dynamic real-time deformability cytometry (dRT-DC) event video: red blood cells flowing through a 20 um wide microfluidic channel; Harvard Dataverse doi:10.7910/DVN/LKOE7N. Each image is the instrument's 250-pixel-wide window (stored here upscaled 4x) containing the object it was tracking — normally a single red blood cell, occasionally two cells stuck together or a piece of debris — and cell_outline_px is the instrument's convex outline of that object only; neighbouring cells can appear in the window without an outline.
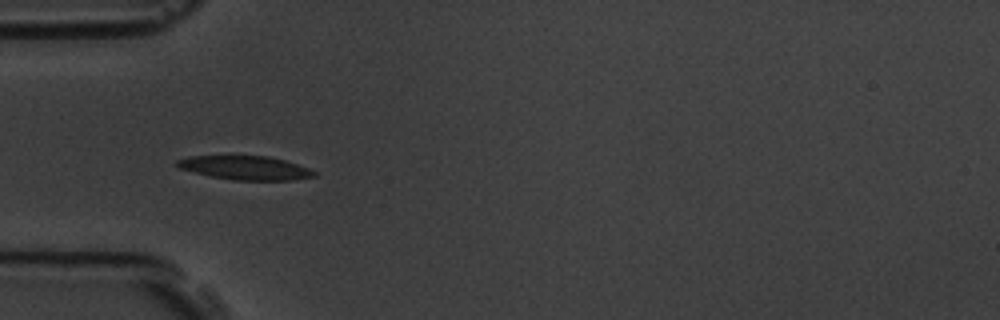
{"species": "common noctule bat (a hibernating species)", "species_latin": "Nyctalus noctula", "temperature_condition": "room temperature", "stored_images_in_passage": 13, "camera_frame_rate_fps": 3000, "um_per_image_px": 0.085, "animal": {"sex": "male", "body_mass_g": 19.5, "forearm_length_mm": 54.6}, "frame": {"image": 1, "passage_image": 3, "time_ms": 0.667, "image_size_px": [1000, 320], "cell_outline_px": [[316, 176], [292, 180], [236, 180], [212, 176], [176, 168], [176, 160], [188, 156], [228, 152], [232, 152], [268, 156], [284, 160], [308, 168], [316, 172]], "centroid_in_image_um": [20.74, 14.19], "position_along_channel_um": 64.3, "area_um2": 20.11}}
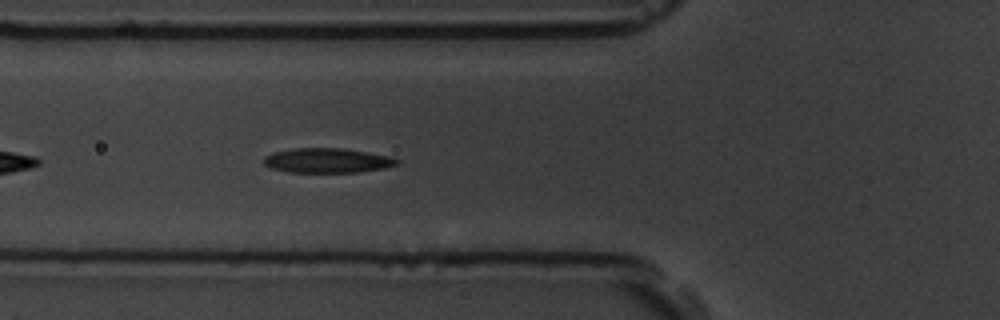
{"frame": {"image": 2, "passage_image": 6, "time_ms": 1.667, "image_size_px": [1000, 320], "cell_outline_px": [[400, 164], [384, 168], [360, 172], [288, 172], [272, 168], [264, 164], [264, 156], [276, 152], [296, 148], [344, 148], [392, 156], [400, 160]], "centroid_in_image_um": [27.89, 13.64], "position_along_channel_um": 97.9, "area_um2": 19.19}}
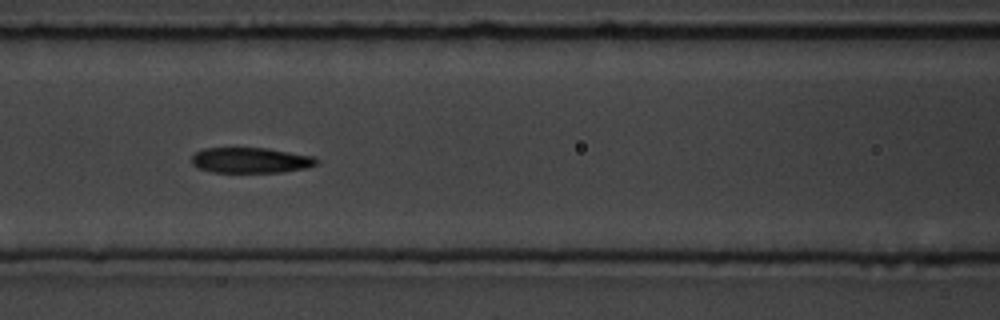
{"frame": {"image": 3, "passage_image": 10, "time_ms": 3.0, "image_size_px": [1000, 320], "cell_outline_px": [[320, 160], [316, 164], [308, 168], [284, 172], [212, 172], [196, 168], [192, 164], [192, 156], [196, 152], [204, 148], [268, 148], [312, 156]], "centroid_in_image_um": [21.31, 13.63], "position_along_channel_um": 145.3, "area_um2": 18.67}}